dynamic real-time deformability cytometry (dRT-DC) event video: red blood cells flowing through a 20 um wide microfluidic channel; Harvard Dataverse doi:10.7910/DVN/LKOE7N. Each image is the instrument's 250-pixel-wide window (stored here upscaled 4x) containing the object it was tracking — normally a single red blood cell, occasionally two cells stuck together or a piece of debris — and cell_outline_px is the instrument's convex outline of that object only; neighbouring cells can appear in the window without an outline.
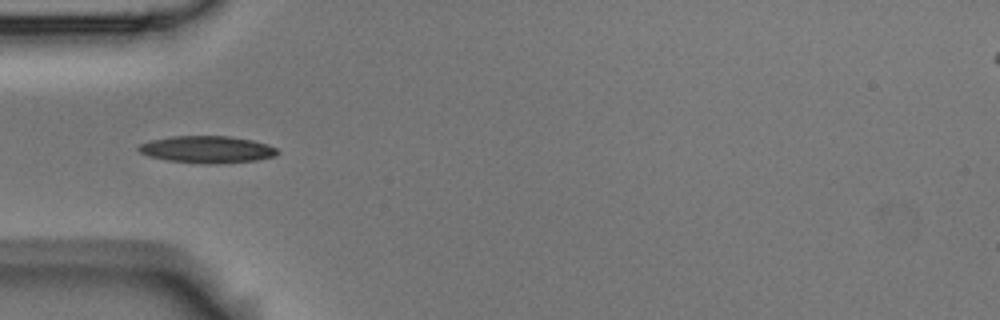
{"species": "Egyptian fruit bat (a non-hibernating species)", "species_latin": "Rousettus aegyptiacus", "temperature_condition": "room temperature", "stored_images_in_passage": 10, "camera_frame_rate_fps": 3000, "um_per_image_px": 0.085, "animal": {"sex": "male"}, "frame": {"image": 1, "passage_image": 4, "time_ms": 1.0, "image_size_px": [1000, 320], "cell_outline_px": [[280, 152], [276, 156], [256, 160], [216, 164], [204, 164], [168, 160], [148, 156], [140, 152], [136, 148], [140, 144], [152, 140], [172, 136], [228, 136], [252, 140], [268, 144], [276, 148]], "centroid_in_image_um": [17.62, 12.71], "position_along_channel_um": 67.4, "area_um2": 21.91}}
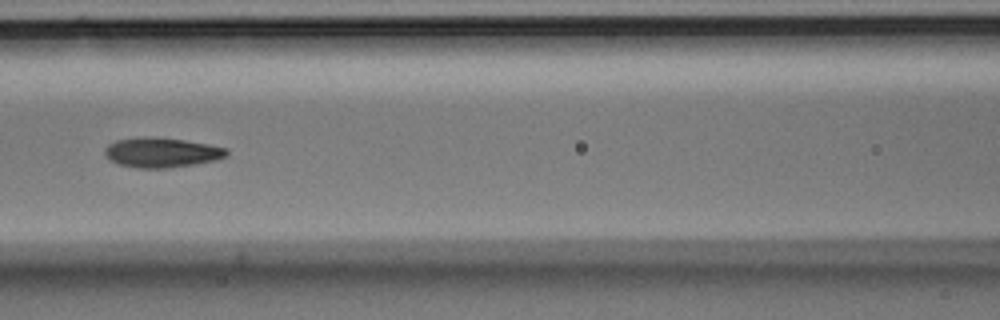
{"frame": {"image": 2, "passage_image": 6, "time_ms": 1.667, "image_size_px": [1000, 320], "cell_outline_px": [[228, 156], [216, 160], [168, 168], [140, 168], [116, 164], [104, 152], [104, 148], [108, 144], [116, 140], [144, 136], [156, 136], [184, 140], [208, 144], [228, 148]], "centroid_in_image_um": [13.74, 12.95], "position_along_channel_um": 152.9, "area_um2": 21.27}}
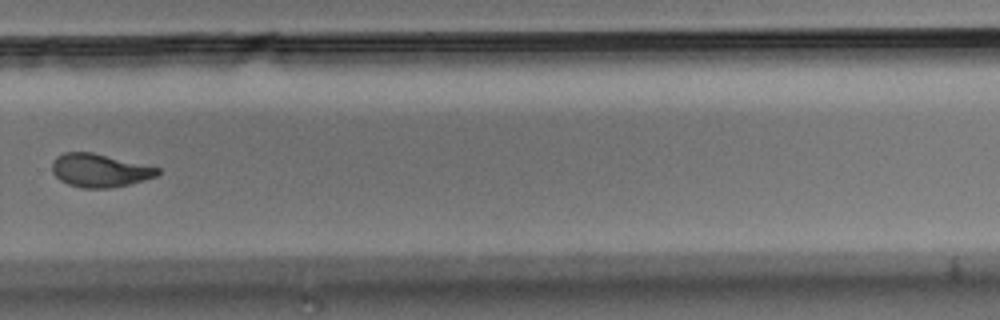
{"frame": {"image": 3, "passage_image": 10, "time_ms": 3.0, "image_size_px": [1000, 320], "cell_outline_px": [[160, 172], [156, 176], [144, 180], [112, 188], [84, 188], [68, 184], [60, 180], [52, 172], [52, 160], [56, 156], [64, 152], [92, 152], [160, 168]], "centroid_in_image_um": [8.44, 14.48], "position_along_channel_um": 321.4, "area_um2": 20.4}}